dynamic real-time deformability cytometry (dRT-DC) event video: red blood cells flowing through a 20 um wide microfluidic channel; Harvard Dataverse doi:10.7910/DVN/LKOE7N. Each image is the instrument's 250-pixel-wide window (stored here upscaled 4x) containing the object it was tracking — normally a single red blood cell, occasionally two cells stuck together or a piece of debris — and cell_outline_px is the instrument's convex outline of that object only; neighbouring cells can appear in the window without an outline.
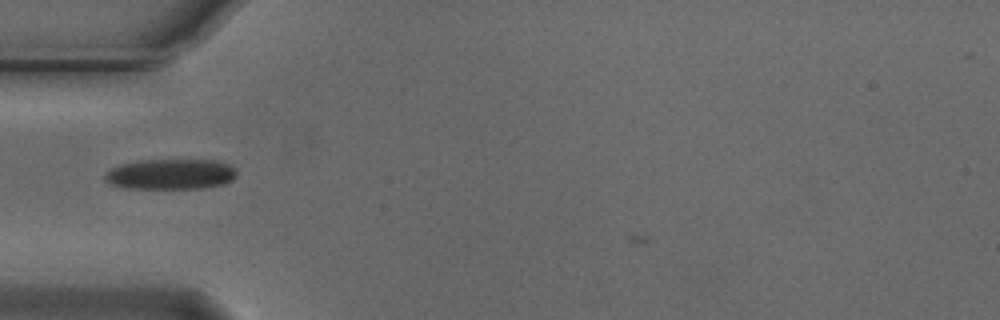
{"species": "Egyptian fruit bat (a non-hibernating species)", "species_latin": "Rousettus aegyptiacus", "temperature_condition": "cold", "stored_images_in_passage": 32, "camera_frame_rate_fps": 3000, "um_per_image_px": 0.085, "animal": {"sex": "male"}, "frame": {"image": 1, "passage_image": 1, "time_ms": 0.0, "image_size_px": [1000, 320], "cell_outline_px": [[236, 176], [232, 180], [224, 184], [204, 188], [124, 188], [112, 184], [104, 180], [104, 172], [120, 164], [136, 160], [216, 160], [228, 164], [236, 168]], "centroid_in_image_um": [14.5, 14.8], "position_along_channel_um": 70.5, "area_um2": 23.58}}
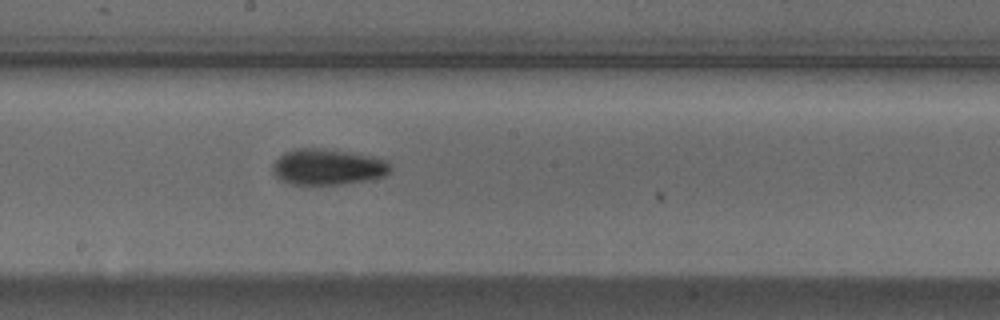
{"frame": {"image": 2, "passage_image": 13, "time_ms": 4.0, "image_size_px": [1000, 320], "cell_outline_px": [[392, 168], [384, 176], [368, 180], [336, 184], [288, 184], [280, 180], [272, 172], [272, 164], [284, 152], [296, 148], [320, 148], [372, 156], [388, 160], [392, 164]], "centroid_in_image_um": [27.85, 14.18], "position_along_channel_um": 220.4, "area_um2": 24.68}}
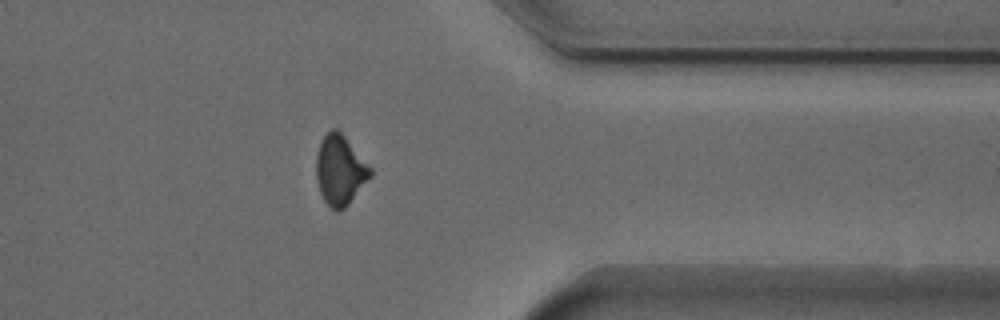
{"frame": {"image": 3, "passage_image": 27, "time_ms": 8.667, "image_size_px": [1000, 320], "cell_outline_px": [[372, 176], [348, 204], [344, 208], [336, 212], [324, 200], [320, 192], [316, 180], [316, 156], [320, 144], [324, 136], [332, 128], [336, 128], [344, 136], [372, 168]], "centroid_in_image_um": [28.9, 14.47], "position_along_channel_um": 382.5, "area_um2": 21.85}, "authors_computed_cell_mechanics": {"area_um2": 23.409, "velocity_mm_per_s": 3.7411, "shape_relaxation_time_tau1_ms": 6.1522, "shape_relaxation_time_tau2_ms": 7.0548, "deformation_change_tau1": 0.1447, "deformation_change_tau2": 0.1285}}